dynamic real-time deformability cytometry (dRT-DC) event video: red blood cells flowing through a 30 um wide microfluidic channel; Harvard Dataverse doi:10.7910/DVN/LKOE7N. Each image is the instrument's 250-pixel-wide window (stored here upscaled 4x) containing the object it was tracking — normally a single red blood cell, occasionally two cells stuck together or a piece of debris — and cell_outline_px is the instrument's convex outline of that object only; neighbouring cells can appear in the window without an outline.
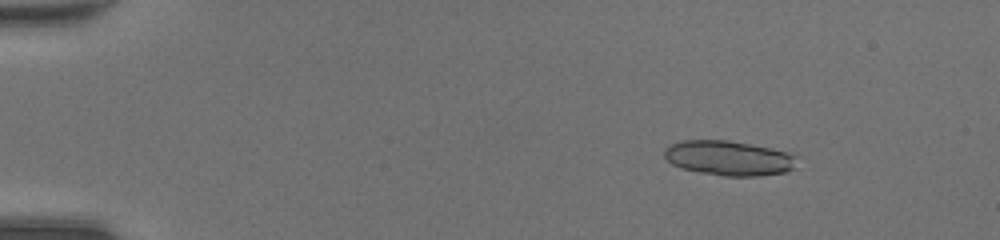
{"species": "common noctule bat (a hibernating species)", "species_latin": "Nyctalus noctula", "temperature_condition": "room temperature", "stored_images_in_passage": 44, "segment_of_instrument_passage": [1, 2], "camera_frame_rate_fps": 3000, "um_per_image_px": 0.085, "animal": {"sex": "female", "body_mass_g": 20.0, "forearm_length_mm": 54.0}, "frame": {"image": 1, "passage_image": 4, "time_ms": 1.0, "image_size_px": [1000, 240], "cell_outline_px": [[796, 156], [792, 168], [788, 172], [760, 176], [724, 176], [700, 172], [680, 168], [672, 164], [664, 156], [664, 148], [680, 140], [728, 140], [772, 148]], "centroid_in_image_um": [61.91, 13.44], "position_along_channel_um": 23.1, "area_um2": 26.82}}